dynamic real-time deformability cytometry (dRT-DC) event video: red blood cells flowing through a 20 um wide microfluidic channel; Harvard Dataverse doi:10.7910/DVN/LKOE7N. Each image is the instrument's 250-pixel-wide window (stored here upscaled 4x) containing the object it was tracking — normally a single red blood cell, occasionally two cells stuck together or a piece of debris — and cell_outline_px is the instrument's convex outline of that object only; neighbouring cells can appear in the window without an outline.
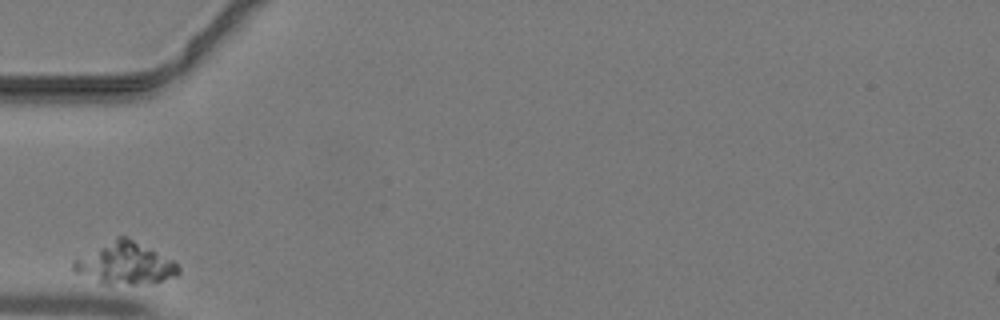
{"species": "common noctule bat (a hibernating species)", "species_latin": "Nyctalus noctula", "temperature_condition": "warm", "stored_images_in_passage": 24, "camera_frame_rate_fps": 3000, "um_per_image_px": 0.085, "animal": {"sex": "male", "body_mass_g": 19.2, "forearm_length_mm": 51.8}, "frame": {"image": 1, "passage_image": 1, "time_ms": 0.0, "image_size_px": [1000, 320], "cell_outline_px": [[180, 272], [176, 276], [160, 280], [136, 284], [104, 284], [72, 272], [72, 260], [116, 236], [124, 236], [172, 260], [180, 268]], "centroid_in_image_um": [10.54, 22.4], "position_along_channel_um": 74.5, "area_um2": 25.14}}
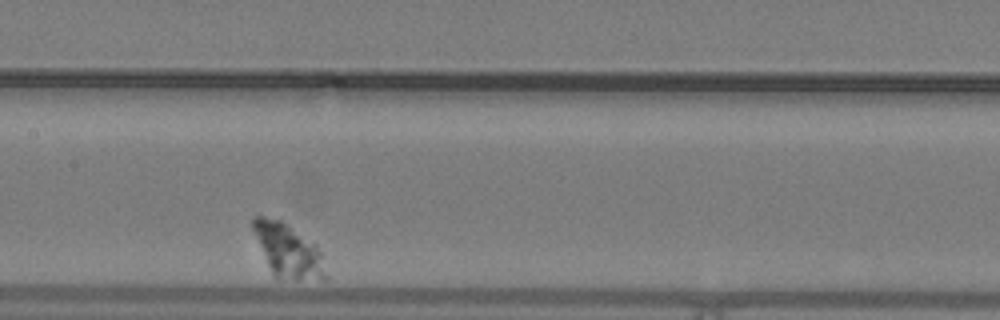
{"frame": {"image": 2, "passage_image": 10, "time_ms": 3.0, "image_size_px": [1000, 320], "cell_outline_px": [[328, 280], [276, 280], [268, 264], [252, 228], [252, 216], [264, 216], [280, 220], [316, 244], [320, 252], [328, 276]], "centroid_in_image_um": [24.51, 21.35], "position_along_channel_um": 182.9, "area_um2": 22.66}}
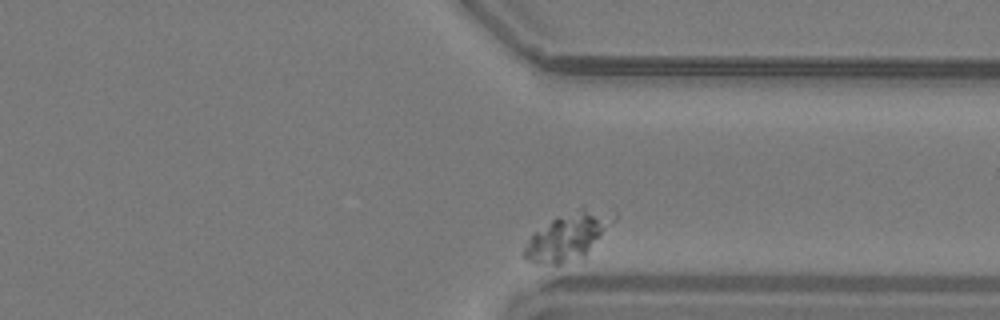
{"frame": {"image": 3, "passage_image": 24, "time_ms": 7.667, "image_size_px": [1000, 320], "cell_outline_px": [[600, 232], [584, 256], [560, 264], [556, 264], [528, 260], [524, 256], [524, 248], [532, 232], [556, 216], [580, 208], [584, 208], [600, 220]], "centroid_in_image_um": [47.88, 20.21], "position_along_channel_um": 363.5, "area_um2": 21.15}}